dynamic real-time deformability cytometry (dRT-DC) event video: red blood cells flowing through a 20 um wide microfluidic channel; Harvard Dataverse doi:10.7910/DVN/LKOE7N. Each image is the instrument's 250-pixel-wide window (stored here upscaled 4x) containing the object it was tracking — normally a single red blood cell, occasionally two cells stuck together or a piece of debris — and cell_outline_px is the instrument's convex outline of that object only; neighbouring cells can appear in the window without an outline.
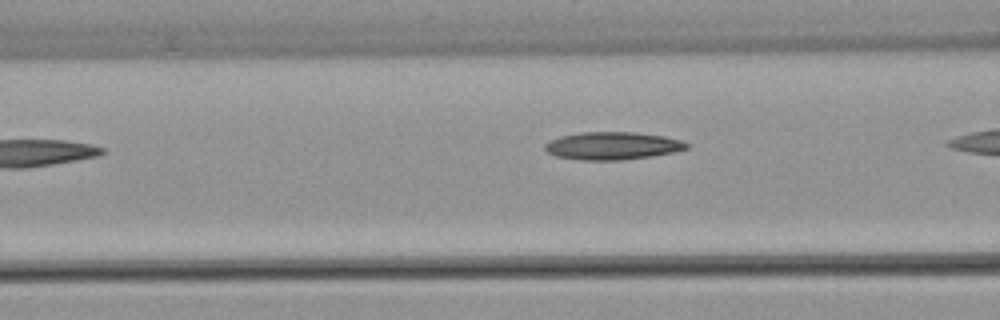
{"species": "common noctule bat (a hibernating species)", "species_latin": "Nyctalus noctula", "temperature_condition": "warm", "stored_images_in_passage": 8, "camera_frame_rate_fps": 3000, "um_per_image_px": 0.085, "animal": {"sex": "female", "body_mass_g": 22.7, "forearm_length_mm": 54.2}, "frame": {"image": 1, "passage_image": 4, "time_ms": 3.667, "image_size_px": [1000, 320], "cell_outline_px": [[688, 148], [672, 152], [652, 156], [624, 160], [580, 160], [556, 156], [548, 152], [544, 148], [544, 144], [560, 136], [580, 132], [632, 132], [664, 136], [684, 140], [688, 144]], "centroid_in_image_um": [52.06, 12.39], "position_along_channel_um": 114.5, "area_um2": 22.89}}
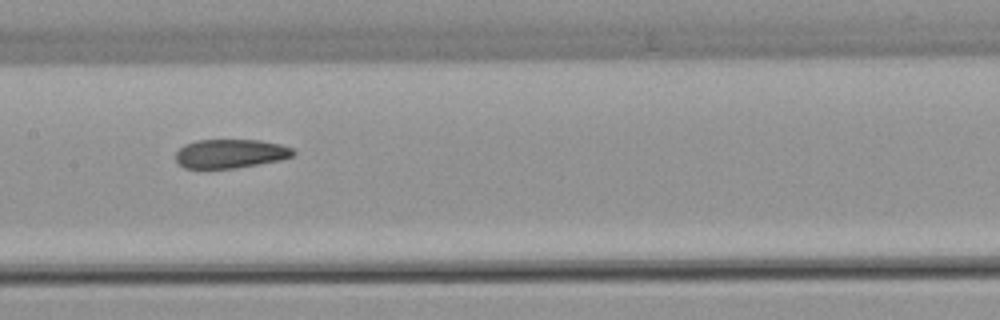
{"frame": {"image": 2, "passage_image": 7, "time_ms": 7.333, "image_size_px": [1000, 320], "cell_outline_px": [[296, 152], [292, 156], [280, 160], [236, 168], [184, 168], [176, 160], [176, 152], [184, 144], [196, 140], [260, 140], [280, 144], [292, 148]], "centroid_in_image_um": [19.58, 13.05], "position_along_channel_um": 187.8, "area_um2": 19.77}}